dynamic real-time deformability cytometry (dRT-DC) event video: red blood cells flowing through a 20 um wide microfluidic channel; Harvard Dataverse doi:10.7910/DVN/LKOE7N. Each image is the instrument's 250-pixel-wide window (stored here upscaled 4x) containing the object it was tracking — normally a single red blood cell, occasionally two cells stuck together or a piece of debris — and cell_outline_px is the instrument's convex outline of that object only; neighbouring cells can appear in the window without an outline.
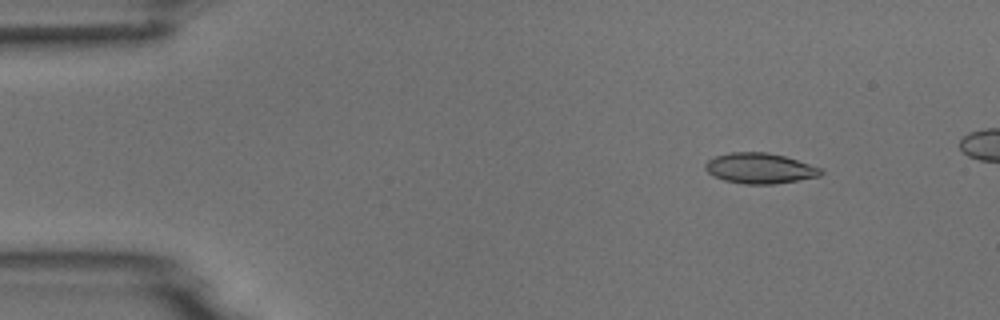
{"species": "common noctule bat (a hibernating species)", "species_latin": "Nyctalus noctula", "temperature_condition": "room temperature", "stored_images_in_passage": 5, "camera_frame_rate_fps": 3000, "um_per_image_px": 0.085, "animal": {"sex": "male", "body_mass_g": 18.8}, "frame": {"image": 1, "passage_image": 2, "time_ms": 1.333, "image_size_px": [1000, 320], "cell_outline_px": [[824, 172], [820, 176], [776, 184], [744, 184], [724, 180], [712, 176], [704, 168], [704, 164], [708, 160], [716, 156], [728, 152], [768, 152], [784, 156], [820, 168]], "centroid_in_image_um": [64.54, 14.31], "position_along_channel_um": 20.5, "area_um2": 20.52}}